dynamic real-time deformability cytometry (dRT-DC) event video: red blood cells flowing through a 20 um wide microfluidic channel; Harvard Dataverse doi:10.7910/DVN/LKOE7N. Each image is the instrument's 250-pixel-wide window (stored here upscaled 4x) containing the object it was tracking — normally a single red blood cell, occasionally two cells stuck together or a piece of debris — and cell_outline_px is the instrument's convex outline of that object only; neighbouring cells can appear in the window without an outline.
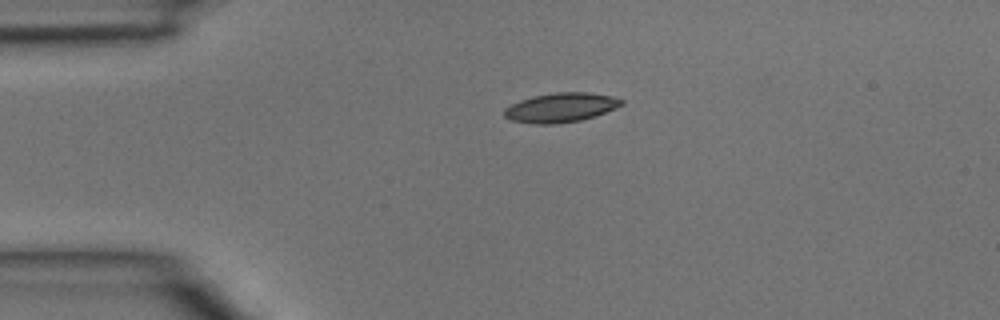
{"species": "common noctule bat (a hibernating species)", "species_latin": "Nyctalus noctula", "temperature_condition": "room temperature", "stored_images_in_passage": 4, "camera_frame_rate_fps": 3000, "um_per_image_px": 0.085, "animal": {"sex": "male", "body_mass_g": 15.6}, "frame": {"image": 1, "passage_image": 4, "time_ms": 1.0, "image_size_px": [1000, 320], "cell_outline_px": [[624, 104], [616, 108], [596, 116], [580, 120], [552, 124], [536, 124], [512, 120], [504, 116], [504, 108], [520, 100], [532, 96], [556, 92], [588, 92], [612, 96], [624, 100]], "centroid_in_image_um": [47.69, 9.13], "position_along_channel_um": 37.3, "area_um2": 20.06}}